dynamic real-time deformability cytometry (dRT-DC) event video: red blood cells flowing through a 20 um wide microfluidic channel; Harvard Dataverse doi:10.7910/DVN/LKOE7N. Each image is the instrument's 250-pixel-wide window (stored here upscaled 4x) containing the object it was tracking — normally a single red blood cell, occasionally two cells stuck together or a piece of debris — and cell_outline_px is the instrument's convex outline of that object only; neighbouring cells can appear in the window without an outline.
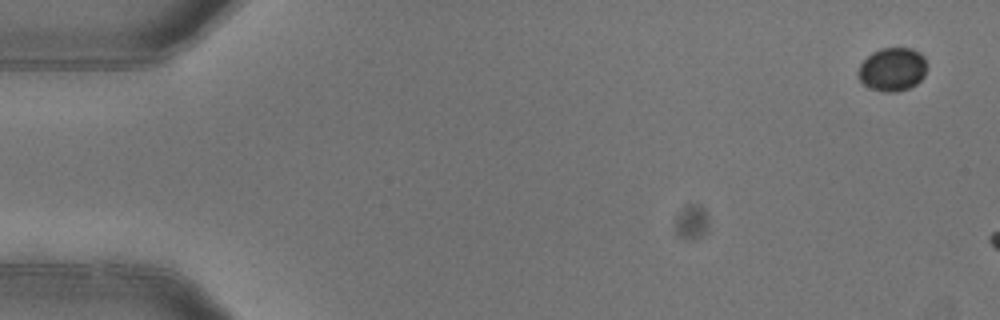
{"species": "common noctule bat (a hibernating species)", "species_latin": "Nyctalus noctula", "temperature_condition": "warm", "stored_images_in_passage": 3, "camera_frame_rate_fps": 3000, "um_per_image_px": 0.085, "animal": {"sex": "female"}, "frame": {"image": 1, "passage_image": 1, "time_ms": 0.0, "image_size_px": [1000, 320], "cell_outline_px": [[924, 76], [916, 84], [908, 88], [896, 92], [884, 92], [872, 88], [864, 84], [860, 80], [860, 64], [872, 52], [880, 48], [912, 48], [920, 52], [924, 56]], "centroid_in_image_um": [75.86, 5.88], "position_along_channel_um": 9.1, "area_um2": 17.05}}